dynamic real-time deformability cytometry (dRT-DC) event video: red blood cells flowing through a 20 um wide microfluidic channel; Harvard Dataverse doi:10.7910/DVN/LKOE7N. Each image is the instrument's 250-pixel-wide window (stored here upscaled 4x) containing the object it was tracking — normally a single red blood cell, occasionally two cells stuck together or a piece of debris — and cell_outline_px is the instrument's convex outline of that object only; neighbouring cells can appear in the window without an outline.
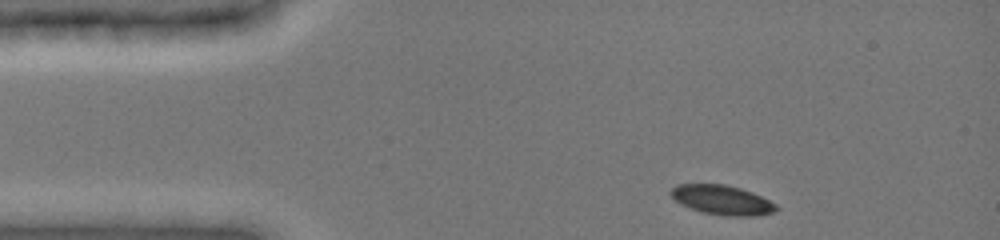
{"species": "common noctule bat (a hibernating species)", "species_latin": "Nyctalus noctula", "temperature_condition": "cold", "stored_images_in_passage": 4, "camera_frame_rate_fps": 3000, "um_per_image_px": 0.085, "animal": {"sex": "female", "body_mass_g": 19.0, "forearm_length_mm": 51.5}, "frame": {"image": 1, "passage_image": 1, "time_ms": 0.0, "image_size_px": [1000, 240], "cell_outline_px": [[780, 208], [772, 212], [756, 216], [724, 216], [704, 212], [680, 204], [668, 192], [676, 184], [724, 184], [740, 188], [752, 192], [776, 204]], "centroid_in_image_um": [61.37, 16.99], "position_along_channel_um": 23.6, "area_um2": 18.03}}
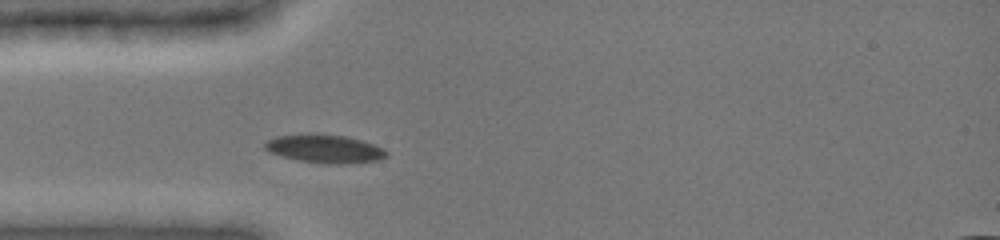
{"frame": {"image": 2, "passage_image": 4, "time_ms": 2.333, "image_size_px": [1000, 240], "cell_outline_px": [[388, 156], [376, 160], [344, 164], [332, 164], [296, 160], [280, 156], [268, 152], [264, 148], [264, 140], [276, 136], [308, 132], [344, 136], [360, 140], [384, 148], [388, 152]], "centroid_in_image_um": [27.52, 12.63], "position_along_channel_um": 57.5, "area_um2": 20.4}}